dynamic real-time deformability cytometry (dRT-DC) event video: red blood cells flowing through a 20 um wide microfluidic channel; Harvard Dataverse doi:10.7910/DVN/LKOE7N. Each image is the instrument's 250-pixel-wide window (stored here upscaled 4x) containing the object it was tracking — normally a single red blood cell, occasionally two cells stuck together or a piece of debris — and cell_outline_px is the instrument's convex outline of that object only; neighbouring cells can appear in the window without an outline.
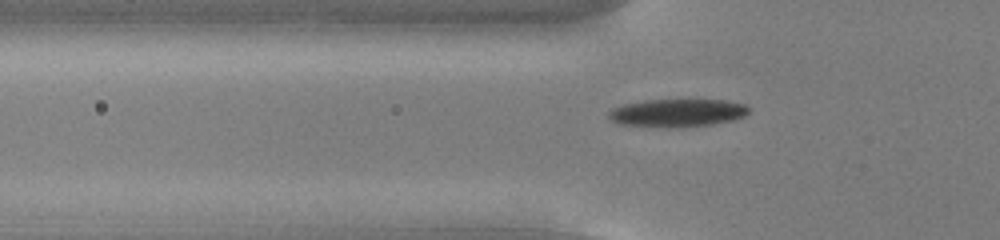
{"species": "common noctule bat (a hibernating species)", "species_latin": "Nyctalus noctula", "temperature_condition": "cold", "stored_images_in_passage": 49, "camera_frame_rate_fps": 3000, "um_per_image_px": 0.085, "animal": {"sex": "male", "body_mass_g": 13.0, "forearm_length_mm": 53.1}, "frame": {"image": 1, "passage_image": 13, "time_ms": 4.0, "image_size_px": [1000, 240], "cell_outline_px": [[748, 112], [744, 116], [732, 120], [712, 124], [680, 128], [664, 128], [620, 124], [612, 120], [608, 116], [608, 112], [612, 108], [624, 104], [644, 100], [724, 100], [744, 104], [748, 108]], "centroid_in_image_um": [57.54, 9.61], "position_along_channel_um": 68.3, "area_um2": 22.89}}
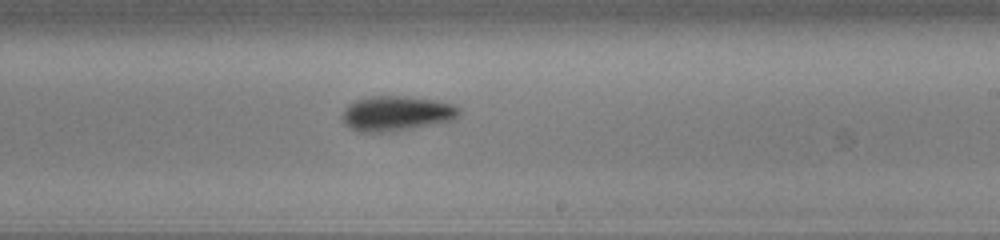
{"frame": {"image": 2, "passage_image": 28, "time_ms": 9.0, "image_size_px": [1000, 240], "cell_outline_px": [[460, 112], [456, 120], [392, 132], [360, 132], [344, 124], [340, 116], [344, 108], [348, 104], [356, 100], [372, 96], [404, 96], [436, 100], [452, 104], [460, 108]], "centroid_in_image_um": [33.69, 9.65], "position_along_channel_um": 255.3, "area_um2": 24.1}}
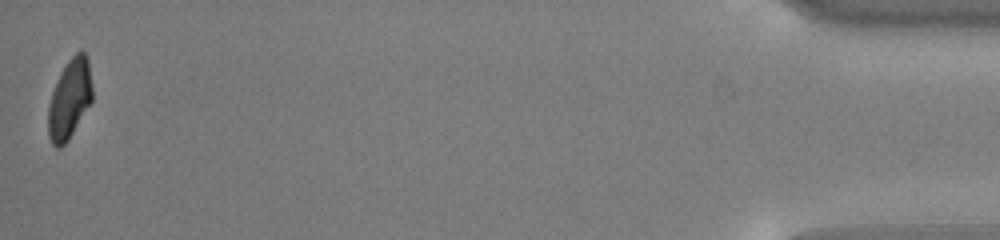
{"frame": {"image": 3, "passage_image": 49, "time_ms": 16.0, "image_size_px": [1000, 240], "cell_outline_px": [[92, 100], [68, 140], [60, 148], [56, 148], [52, 144], [48, 136], [48, 104], [52, 92], [60, 72], [68, 60], [80, 48], [88, 56], [92, 88]], "centroid_in_image_um": [5.91, 8.39], "position_along_channel_um": 429.3, "area_um2": 20.52}, "authors_computed_cell_mechanics": {"area_um2": 22.5998, "velocity_mm_per_s": 3.7689, "shape_relaxation_time_tau1_ms": 2.7718, "shape_relaxation_time_tau2_ms": 6.1519, "deformation_change_tau1": 0.1164, "deformation_change_tau2": 0.1073}}